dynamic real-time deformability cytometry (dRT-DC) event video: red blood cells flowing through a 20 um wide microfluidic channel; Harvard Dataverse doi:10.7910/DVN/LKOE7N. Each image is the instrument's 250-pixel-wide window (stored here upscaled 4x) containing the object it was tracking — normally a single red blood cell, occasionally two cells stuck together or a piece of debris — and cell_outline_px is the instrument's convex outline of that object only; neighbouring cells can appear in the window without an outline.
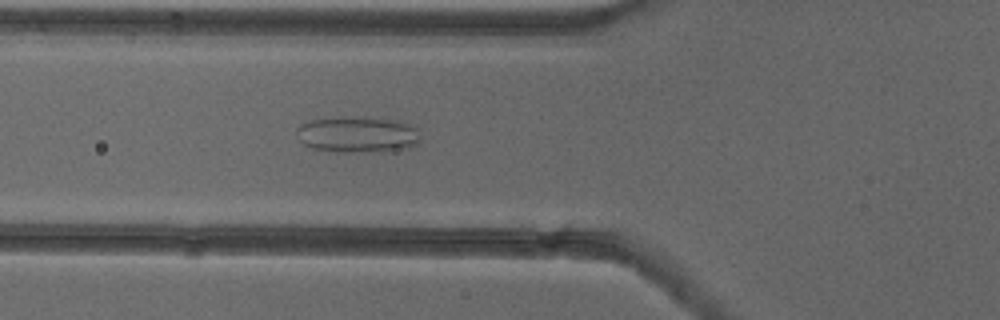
{"species": "common noctule bat (a hibernating species)", "species_latin": "Nyctalus noctula", "temperature_condition": "cold", "stored_images_in_passage": 44, "camera_frame_rate_fps": 3000, "um_per_image_px": 0.085, "animal": {"sex": "female"}, "frame": {"image": 1, "passage_image": 17, "time_ms": 5.333, "image_size_px": [1000, 320], "cell_outline_px": [[420, 140], [416, 144], [404, 148], [360, 152], [336, 152], [312, 148], [304, 144], [300, 140], [296, 132], [296, 128], [300, 124], [312, 120], [392, 120], [408, 124], [416, 128]], "centroid_in_image_um": [30.35, 11.49], "position_along_channel_um": 95.5, "area_um2": 24.45}}
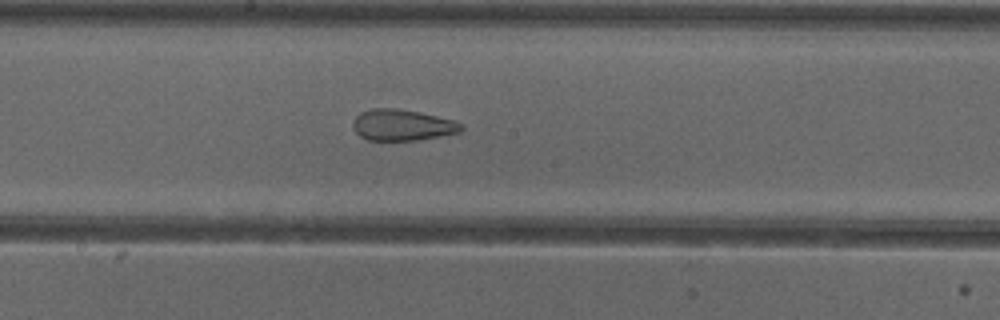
{"frame": {"image": 2, "passage_image": 26, "time_ms": 8.333, "image_size_px": [1000, 320], "cell_outline_px": [[464, 128], [460, 132], [440, 136], [416, 140], [368, 140], [360, 136], [352, 128], [352, 120], [360, 112], [372, 108], [396, 108], [420, 112], [456, 120], [464, 124]], "centroid_in_image_um": [34.2, 10.62], "position_along_channel_um": 214.0, "area_um2": 19.94}}
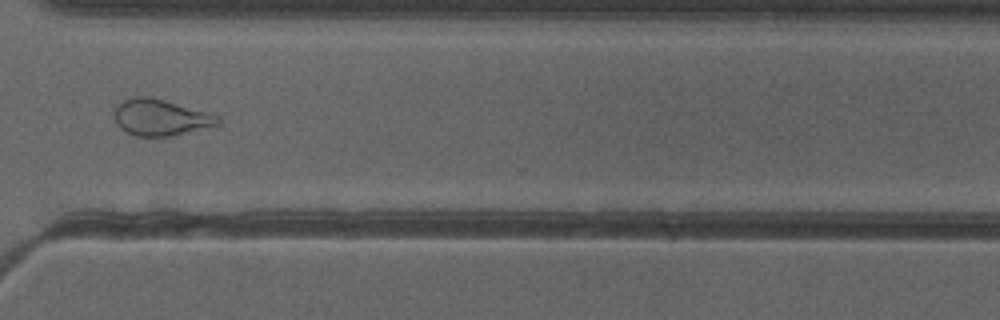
{"frame": {"image": 3, "passage_image": 37, "time_ms": 12.0, "image_size_px": [1000, 320], "cell_outline_px": [[220, 124], [168, 136], [136, 136], [120, 128], [116, 124], [112, 116], [112, 112], [124, 100], [136, 96], [148, 96], [164, 100], [208, 112], [220, 116]], "centroid_in_image_um": [13.61, 9.97], "position_along_channel_um": 357.0, "area_um2": 21.73}, "authors_computed_cell_mechanics": {"area_um2": 23.8714, "velocity_mm_per_s": 3.914, "shape_relaxation_time_tau1_ms": null, "shape_relaxation_time_tau2_ms": 1.9345, "deformation_change_tau1": null, "deformation_change_tau2": 0.1008}}